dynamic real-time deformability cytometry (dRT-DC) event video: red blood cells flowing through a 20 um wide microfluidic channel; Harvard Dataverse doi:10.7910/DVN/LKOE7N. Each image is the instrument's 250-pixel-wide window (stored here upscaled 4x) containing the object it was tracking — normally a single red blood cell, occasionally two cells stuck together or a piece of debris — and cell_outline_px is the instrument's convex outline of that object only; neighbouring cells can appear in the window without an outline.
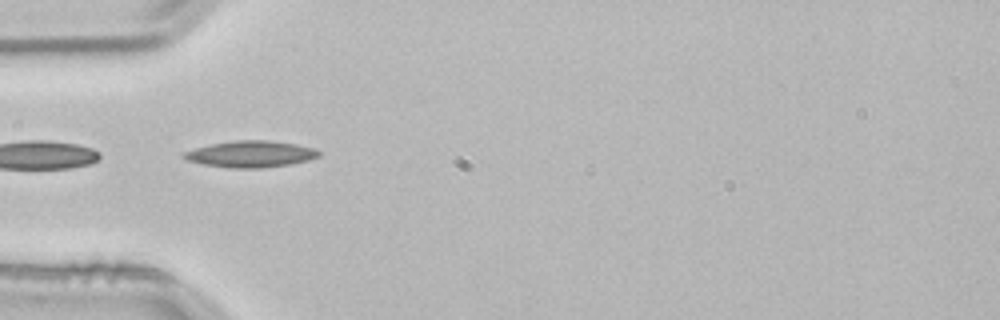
{"species": "common noctule bat (a hibernating species)", "species_latin": "Nyctalus noctula", "temperature_condition": "room temperature", "stored_images_in_passage": 2, "camera_frame_rate_fps": 3000, "um_per_image_px": 0.085, "animal": {"sex": "male", "body_mass_g": 21.5, "forearm_length_mm": 52.0}, "frame": {"image": 1, "passage_image": 2, "time_ms": 0.333, "image_size_px": [1000, 320], "cell_outline_px": [[320, 156], [308, 160], [288, 164], [260, 168], [232, 168], [204, 164], [188, 160], [180, 156], [184, 152], [196, 148], [212, 144], [236, 140], [268, 140], [296, 144], [316, 148], [320, 152]], "centroid_in_image_um": [21.33, 13.09], "position_along_channel_um": 63.7, "area_um2": 20.63}}